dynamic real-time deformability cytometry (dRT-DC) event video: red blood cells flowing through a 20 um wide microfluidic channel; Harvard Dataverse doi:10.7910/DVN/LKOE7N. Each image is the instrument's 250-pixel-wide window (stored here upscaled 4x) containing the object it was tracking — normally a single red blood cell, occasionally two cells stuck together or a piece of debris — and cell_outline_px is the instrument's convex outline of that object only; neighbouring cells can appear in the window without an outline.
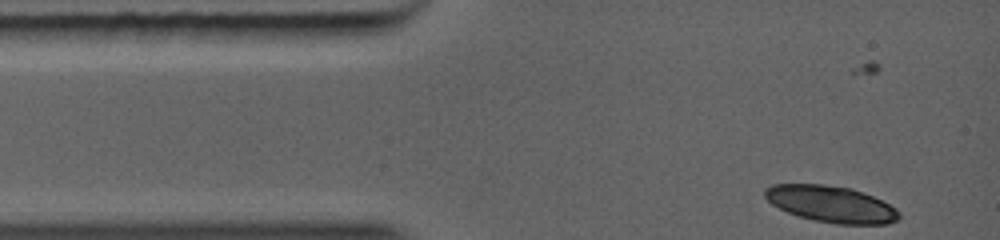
{"species": "common noctule bat (a hibernating species)", "species_latin": "Nyctalus noctula", "temperature_condition": "warm", "stored_images_in_passage": 7, "camera_frame_rate_fps": 5000, "um_per_image_px": 0.085, "animal": {"sex": "female", "body_mass_g": 19.0, "forearm_length_mm": 56.7}, "frame": {"image": 1, "passage_image": 1, "time_ms": 0.0, "image_size_px": [1000, 240], "cell_outline_px": [[900, 220], [888, 224], [836, 224], [816, 220], [800, 216], [788, 212], [772, 204], [764, 196], [764, 188], [772, 184], [824, 184], [852, 188], [872, 196], [896, 208], [900, 212]], "centroid_in_image_um": [70.66, 17.34], "position_along_channel_um": 14.3, "area_um2": 28.5}}